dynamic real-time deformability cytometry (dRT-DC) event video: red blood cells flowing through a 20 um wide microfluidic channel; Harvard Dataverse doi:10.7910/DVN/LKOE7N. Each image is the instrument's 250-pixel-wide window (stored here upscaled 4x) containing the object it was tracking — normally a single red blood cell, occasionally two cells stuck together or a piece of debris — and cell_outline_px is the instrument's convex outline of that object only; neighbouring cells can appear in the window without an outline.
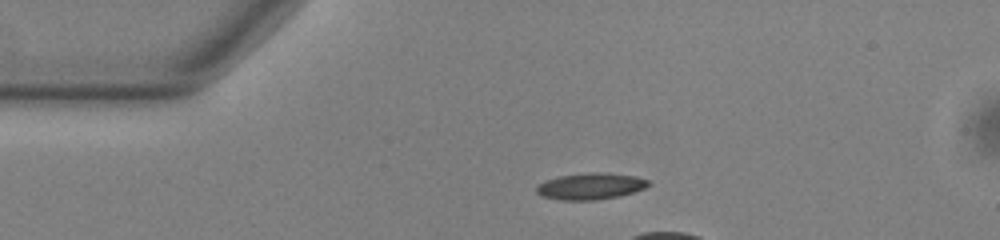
{"species": "common noctule bat (a hibernating species)", "species_latin": "Nyctalus noctula", "temperature_condition": "warm", "stored_images_in_passage": 10, "camera_frame_rate_fps": 3000, "um_per_image_px": 0.085, "animal": {"sex": "male", "body_mass_g": 13.0, "forearm_length_mm": 53.1}, "frame": {"image": 1, "passage_image": 1, "time_ms": 0.0, "image_size_px": [1000, 240], "cell_outline_px": [[652, 184], [644, 188], [620, 196], [596, 200], [560, 200], [540, 196], [536, 192], [536, 184], [544, 180], [560, 176], [588, 172], [600, 172], [636, 176], [648, 180]], "centroid_in_image_um": [50.16, 15.83], "position_along_channel_um": 34.8, "area_um2": 17.46}}
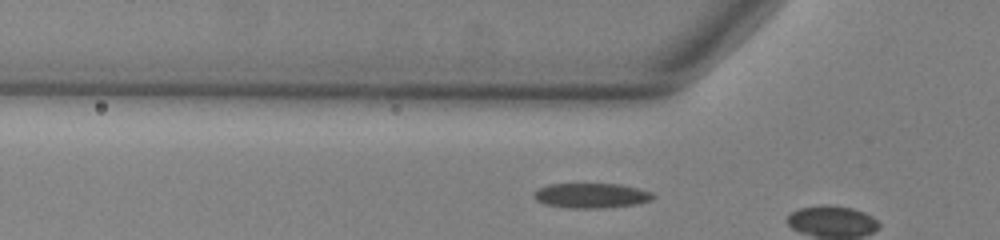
{"frame": {"image": 2, "passage_image": 7, "time_ms": 2.0, "image_size_px": [1000, 240], "cell_outline_px": [[656, 196], [652, 200], [636, 204], [604, 208], [568, 208], [544, 204], [536, 200], [532, 196], [532, 192], [536, 188], [548, 184], [620, 184], [652, 192]], "centroid_in_image_um": [50.21, 16.62], "position_along_channel_um": 75.6, "area_um2": 17.51}}